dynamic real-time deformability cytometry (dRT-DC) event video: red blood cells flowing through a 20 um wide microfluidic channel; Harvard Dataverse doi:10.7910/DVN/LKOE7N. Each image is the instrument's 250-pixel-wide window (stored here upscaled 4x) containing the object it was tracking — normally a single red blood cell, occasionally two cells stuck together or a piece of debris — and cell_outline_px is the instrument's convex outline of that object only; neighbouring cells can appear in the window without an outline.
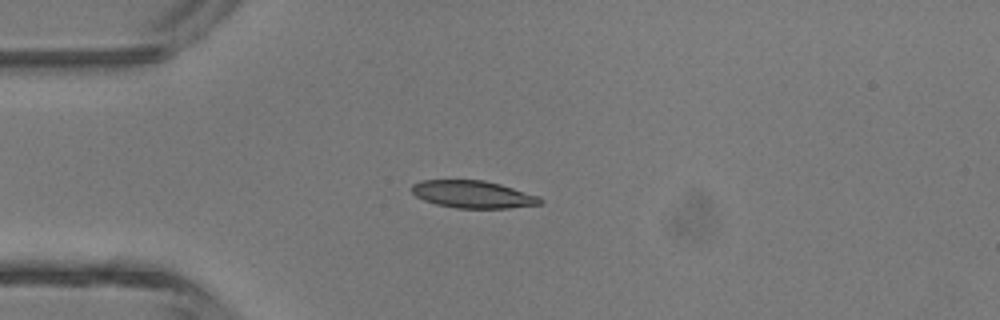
{"species": "common noctule bat (a hibernating species)", "species_latin": "Nyctalus noctula", "temperature_condition": "room temperature", "stored_images_in_passage": 4, "camera_frame_rate_fps": 3000, "um_per_image_px": 0.085, "animal": {"sex": "male", "body_mass_g": 13.3}, "frame": {"image": 1, "passage_image": 3, "time_ms": 2.333, "image_size_px": [1000, 320], "cell_outline_px": [[544, 200], [540, 204], [508, 208], [456, 208], [436, 204], [424, 200], [416, 196], [412, 192], [412, 184], [420, 180], [484, 180], [500, 184], [540, 196]], "centroid_in_image_um": [40.21, 16.52], "position_along_channel_um": 44.8, "area_um2": 20.52}}